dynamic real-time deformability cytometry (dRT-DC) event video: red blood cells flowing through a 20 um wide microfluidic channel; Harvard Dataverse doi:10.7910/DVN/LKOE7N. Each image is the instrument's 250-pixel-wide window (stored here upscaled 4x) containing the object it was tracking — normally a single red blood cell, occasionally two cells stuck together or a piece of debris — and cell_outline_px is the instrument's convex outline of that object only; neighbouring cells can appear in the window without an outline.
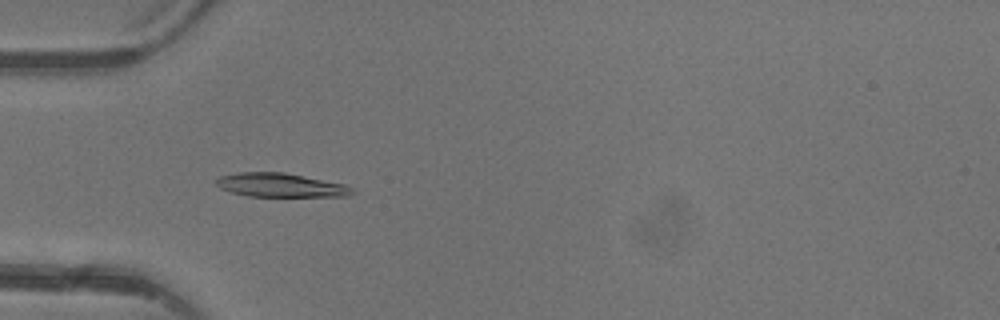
{"species": "common noctule bat (a hibernating species)", "species_latin": "Nyctalus noctula", "temperature_condition": "warm", "stored_images_in_passage": 3, "camera_frame_rate_fps": 3000, "um_per_image_px": 0.085, "animal": {"sex": "female"}, "frame": {"image": 1, "passage_image": 2, "time_ms": 1.333, "image_size_px": [1000, 320], "cell_outline_px": [[356, 192], [348, 196], [248, 196], [232, 192], [220, 188], [216, 184], [216, 180], [220, 176], [240, 172], [284, 172], [344, 184], [352, 188]], "centroid_in_image_um": [23.85, 15.73], "position_along_channel_um": 61.1, "area_um2": 18.73}}
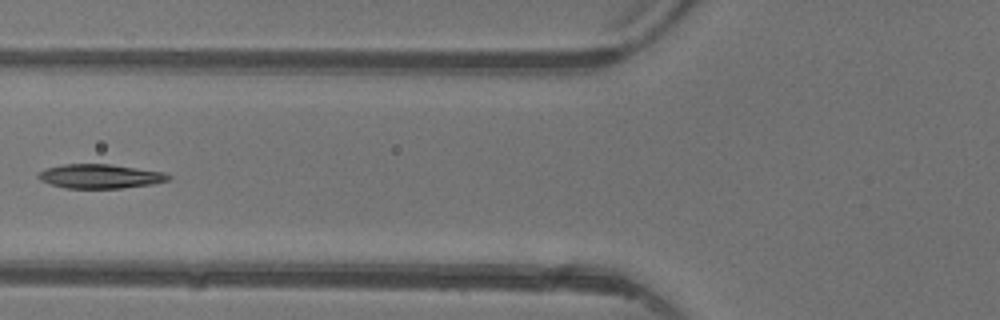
{"frame": {"image": 2, "passage_image": 3, "time_ms": 2.667, "image_size_px": [1000, 320], "cell_outline_px": [[172, 180], [152, 184], [120, 188], [64, 188], [40, 180], [36, 176], [44, 168], [64, 164], [108, 164], [164, 172], [172, 176]], "centroid_in_image_um": [8.52, 14.98], "position_along_channel_um": 117.3, "area_um2": 18.32}}